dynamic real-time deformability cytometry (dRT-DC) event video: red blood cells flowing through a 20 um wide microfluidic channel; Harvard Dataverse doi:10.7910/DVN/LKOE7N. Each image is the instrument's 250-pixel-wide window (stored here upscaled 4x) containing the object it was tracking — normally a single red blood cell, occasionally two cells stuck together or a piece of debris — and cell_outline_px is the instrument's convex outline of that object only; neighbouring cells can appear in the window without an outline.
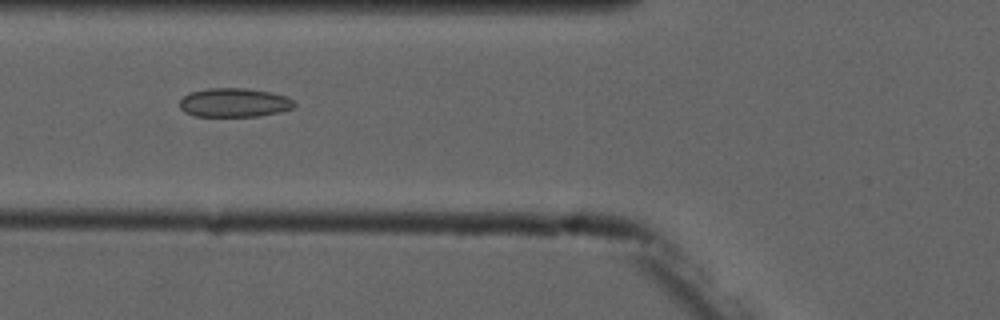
{"species": "common noctule bat (a hibernating species)", "species_latin": "Nyctalus noctula", "temperature_condition": "cold", "stored_images_in_passage": 8, "camera_frame_rate_fps": 3000, "um_per_image_px": 0.085, "animal": {"sex": "male", "forearm_length_mm": 52.5}, "frame": {"image": 1, "passage_image": 6, "time_ms": 5.667, "image_size_px": [1000, 320], "cell_outline_px": [[296, 104], [292, 108], [280, 112], [260, 116], [196, 116], [184, 112], [180, 108], [180, 100], [184, 96], [192, 92], [208, 88], [244, 88], [268, 92], [288, 96], [296, 100]], "centroid_in_image_um": [19.95, 8.72], "position_along_channel_um": 105.9, "area_um2": 19.36}}
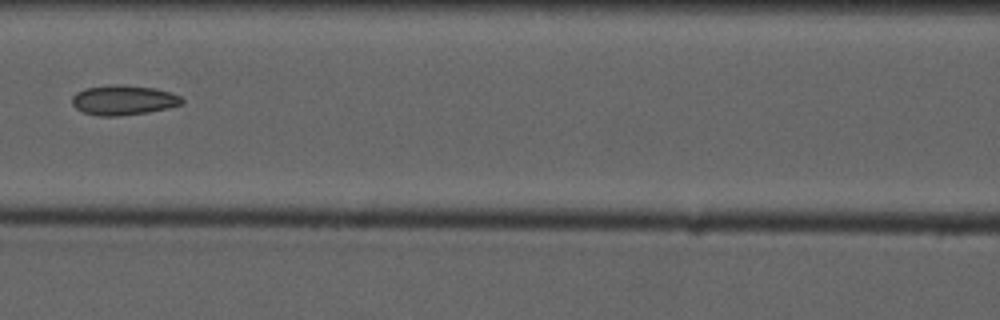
{"frame": {"image": 2, "passage_image": 7, "time_ms": 7.0, "image_size_px": [1000, 320], "cell_outline_px": [[184, 104], [168, 108], [148, 112], [120, 116], [100, 116], [80, 112], [72, 104], [72, 96], [76, 92], [84, 88], [112, 84], [124, 84], [156, 88], [180, 96], [184, 100]], "centroid_in_image_um": [10.47, 8.5], "position_along_channel_um": 156.1, "area_um2": 19.42}}
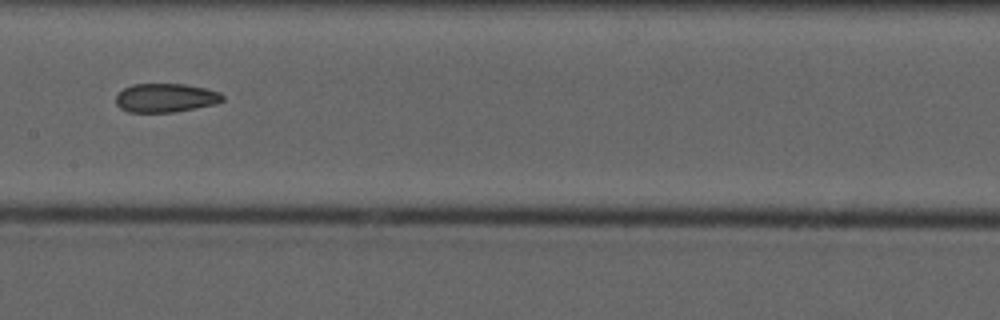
{"frame": {"image": 3, "passage_image": 8, "time_ms": 8.0, "image_size_px": [1000, 320], "cell_outline_px": [[224, 100], [216, 104], [196, 108], [172, 112], [128, 112], [120, 108], [116, 104], [116, 96], [124, 88], [132, 84], [184, 84], [204, 88], [220, 92], [224, 96]], "centroid_in_image_um": [14.08, 8.32], "position_along_channel_um": 193.3, "area_um2": 17.92}}